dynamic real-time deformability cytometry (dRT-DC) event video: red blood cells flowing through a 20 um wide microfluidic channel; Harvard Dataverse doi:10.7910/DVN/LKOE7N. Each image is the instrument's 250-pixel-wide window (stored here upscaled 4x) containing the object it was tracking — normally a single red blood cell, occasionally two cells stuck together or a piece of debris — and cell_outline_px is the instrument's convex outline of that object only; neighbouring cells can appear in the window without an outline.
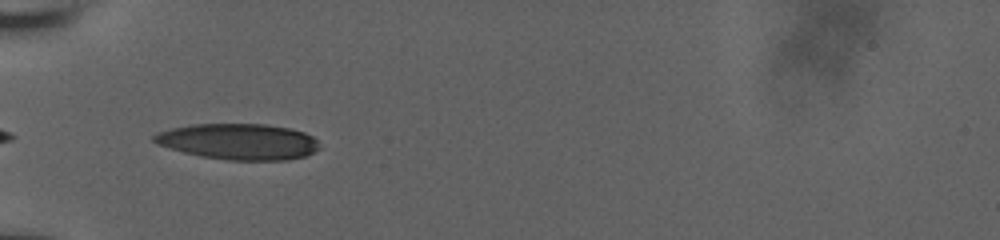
{"species": "human", "species_latin": "Homo sapiens", "temperature_condition": "room temperature", "stored_images_in_passage": 35, "camera_frame_rate_fps": 3000, "um_per_image_px": 0.085, "donor": {"sex": "male"}, "frame": {"image": 1, "passage_image": 1, "time_ms": 0.0, "image_size_px": [1000, 240], "cell_outline_px": [[320, 148], [304, 156], [288, 160], [228, 160], [200, 156], [184, 152], [156, 144], [152, 140], [152, 136], [160, 132], [172, 128], [192, 124], [268, 124], [292, 128], [304, 132], [312, 136], [316, 140]], "centroid_in_image_um": [20.29, 12.03], "position_along_channel_um": 64.7, "area_um2": 34.68}}
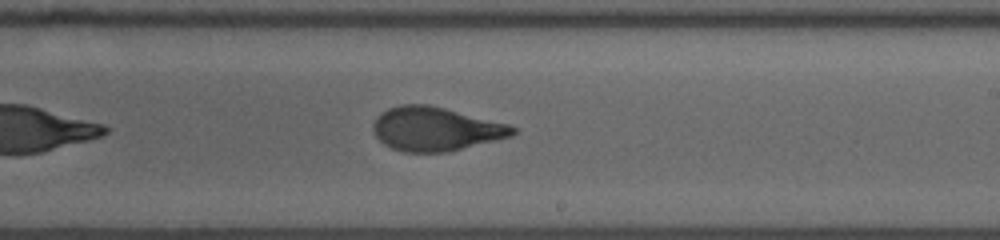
{"frame": {"image": 2, "passage_image": 16, "time_ms": 5.0, "image_size_px": [1000, 240], "cell_outline_px": [[520, 132], [512, 136], [448, 152], [404, 152], [392, 148], [384, 144], [376, 136], [372, 128], [372, 124], [376, 116], [380, 112], [388, 108], [400, 104], [428, 104], [508, 124], [520, 128]], "centroid_in_image_um": [37.03, 10.96], "position_along_channel_um": 252.0, "area_um2": 35.84}}
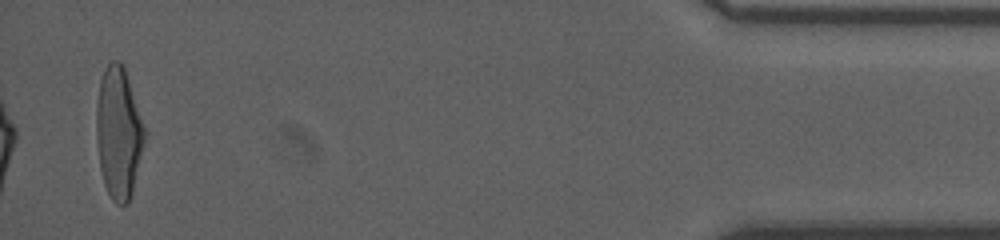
{"frame": {"image": 3, "passage_image": 35, "time_ms": 11.333, "image_size_px": [1000, 240], "cell_outline_px": [[144, 144], [132, 192], [128, 204], [116, 204], [112, 200], [104, 184], [100, 168], [96, 136], [96, 104], [100, 80], [104, 68], [112, 60], [120, 60], [124, 68], [144, 128]], "centroid_in_image_um": [10.05, 11.3], "position_along_channel_um": 425.2, "area_um2": 36.41}, "authors_computed_cell_mechanics": {"area_um2": 36.0672, "velocity_mm_per_s": 3.8912, "shape_relaxation_time_tau1_ms": 5.0333, "shape_relaxation_time_tau2_ms": 0.9821, "deformation_change_tau1": 0.2151, "deformation_change_tau2": 0.0786}}